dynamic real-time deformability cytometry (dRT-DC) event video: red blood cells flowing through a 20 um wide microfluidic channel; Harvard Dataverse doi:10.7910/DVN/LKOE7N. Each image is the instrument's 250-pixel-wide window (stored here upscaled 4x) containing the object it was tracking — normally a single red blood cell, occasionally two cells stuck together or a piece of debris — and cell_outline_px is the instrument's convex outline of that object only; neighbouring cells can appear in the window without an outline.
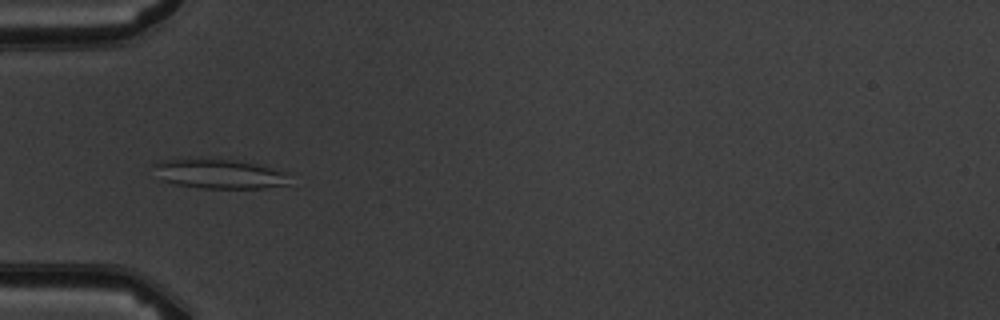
{"species": "common noctule bat (a hibernating species)", "species_latin": "Nyctalus noctula", "temperature_condition": "warm", "stored_images_in_passage": 9, "camera_frame_rate_fps": 3000, "um_per_image_px": 0.085, "animal": {"sex": "male", "body_mass_g": 19.5, "forearm_length_mm": 54.6}, "frame": {"image": 1, "passage_image": 6, "time_ms": 5.667, "image_size_px": [1000, 320], "cell_outline_px": [[288, 184], [264, 188], [200, 188], [172, 184], [160, 180], [152, 164], [164, 160], [188, 156], [228, 160], [252, 164], [288, 172]], "centroid_in_image_um": [18.52, 14.76], "position_along_channel_um": 66.5, "area_um2": 23.64}}
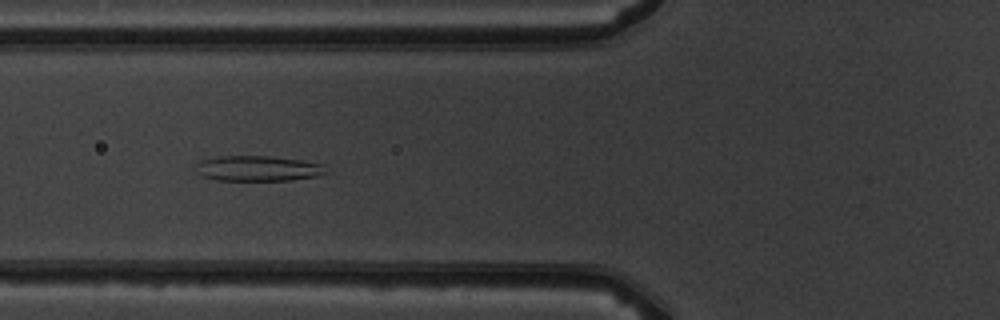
{"frame": {"image": 2, "passage_image": 7, "time_ms": 6.667, "image_size_px": [1000, 320], "cell_outline_px": [[328, 172], [316, 176], [292, 180], [216, 180], [200, 176], [196, 164], [200, 160], [216, 156], [272, 156], [300, 160], [324, 164]], "centroid_in_image_um": [21.92, 14.31], "position_along_channel_um": 103.9, "area_um2": 19.31}}
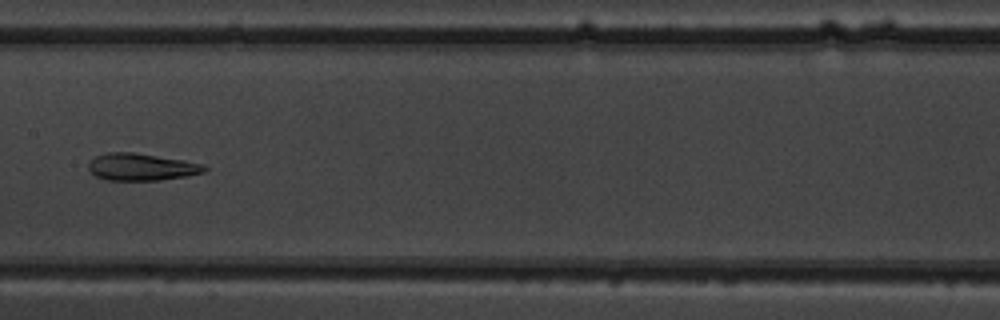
{"frame": {"image": 3, "passage_image": 9, "time_ms": 9.0, "image_size_px": [1000, 320], "cell_outline_px": [[208, 168], [204, 172], [188, 176], [160, 180], [108, 180], [96, 176], [88, 168], [88, 164], [96, 156], [108, 152], [136, 152], [184, 160], [204, 164]], "centroid_in_image_um": [12.06, 14.18], "position_along_channel_um": 195.3, "area_um2": 18.38}}